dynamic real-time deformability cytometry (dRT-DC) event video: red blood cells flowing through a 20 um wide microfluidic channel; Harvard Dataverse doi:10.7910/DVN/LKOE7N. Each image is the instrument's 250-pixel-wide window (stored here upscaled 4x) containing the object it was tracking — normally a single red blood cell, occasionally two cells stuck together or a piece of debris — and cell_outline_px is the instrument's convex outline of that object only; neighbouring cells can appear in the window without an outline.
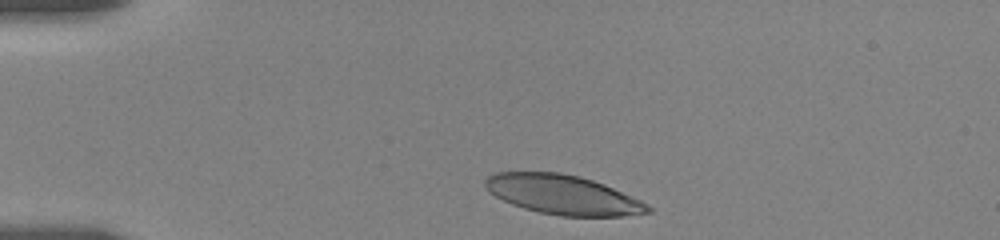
{"species": "human", "species_latin": "Homo sapiens", "temperature_condition": "room temperature", "stored_images_in_passage": 6, "camera_frame_rate_fps": 3000, "um_per_image_px": 0.085, "donor": {"sex": "female"}, "frame": {"image": 1, "passage_image": 1, "time_ms": 0.0, "image_size_px": [1000, 240], "cell_outline_px": [[652, 212], [624, 216], [560, 216], [540, 212], [524, 208], [512, 204], [488, 192], [484, 184], [484, 180], [488, 176], [496, 172], [560, 172], [580, 176], [604, 184], [640, 200], [648, 204], [652, 208]], "centroid_in_image_um": [47.84, 16.55], "position_along_channel_um": 37.2, "area_um2": 37.34}}
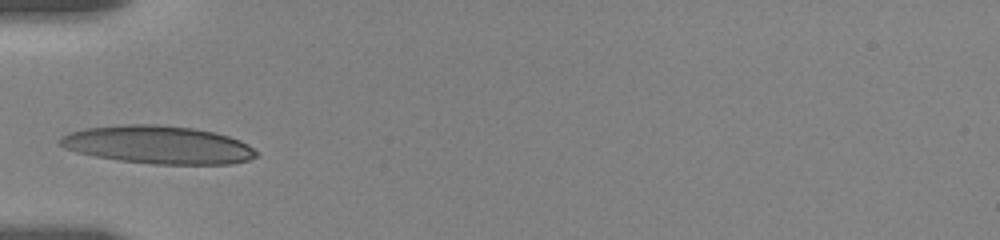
{"frame": {"image": 2, "passage_image": 4, "time_ms": 2.333, "image_size_px": [1000, 240], "cell_outline_px": [[256, 156], [248, 160], [228, 164], [152, 164], [120, 160], [96, 156], [76, 152], [64, 148], [60, 144], [60, 136], [68, 132], [84, 128], [120, 124], [156, 124], [192, 128], [216, 132], [240, 140], [248, 144], [256, 152]], "centroid_in_image_um": [13.4, 12.29], "position_along_channel_um": 71.6, "area_um2": 43.47}}